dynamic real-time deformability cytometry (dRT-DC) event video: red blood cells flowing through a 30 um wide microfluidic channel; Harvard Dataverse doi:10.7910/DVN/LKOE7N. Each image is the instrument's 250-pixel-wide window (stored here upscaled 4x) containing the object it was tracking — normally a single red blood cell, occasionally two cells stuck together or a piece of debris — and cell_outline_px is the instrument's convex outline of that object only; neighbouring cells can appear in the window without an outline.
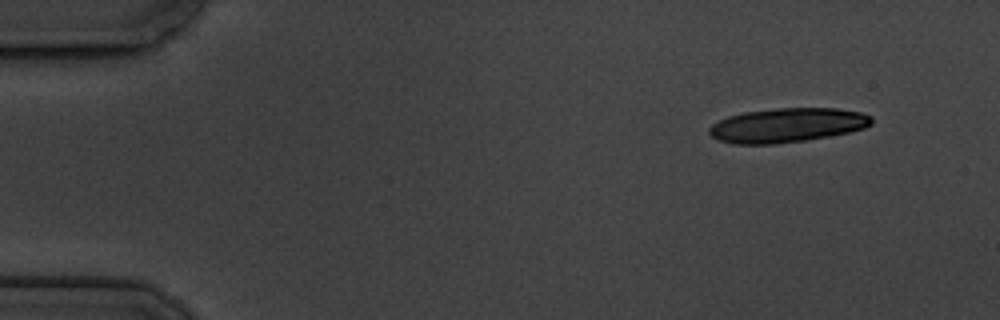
{"species": "common noctule bat (a hibernating species)", "species_latin": "Nyctalus noctula", "temperature_condition": "cold", "stored_images_in_passage": 8, "segment_of_instrument_passage": [1, 2], "camera_frame_rate_fps": 3000, "um_per_image_px": 0.085, "animal": {"sex": "male", "body_mass_g": 19.5, "forearm_length_mm": 54.6}, "frame": {"image": 1, "passage_image": 1, "time_ms": 0.0, "image_size_px": [1000, 320], "cell_outline_px": [[872, 124], [864, 128], [848, 132], [828, 136], [804, 140], [772, 144], [732, 144], [720, 140], [712, 136], [708, 132], [708, 128], [712, 124], [728, 116], [744, 112], [776, 108], [836, 108], [860, 112], [872, 116]], "centroid_in_image_um": [66.9, 10.64], "position_along_channel_um": 18.1, "area_um2": 32.31}}